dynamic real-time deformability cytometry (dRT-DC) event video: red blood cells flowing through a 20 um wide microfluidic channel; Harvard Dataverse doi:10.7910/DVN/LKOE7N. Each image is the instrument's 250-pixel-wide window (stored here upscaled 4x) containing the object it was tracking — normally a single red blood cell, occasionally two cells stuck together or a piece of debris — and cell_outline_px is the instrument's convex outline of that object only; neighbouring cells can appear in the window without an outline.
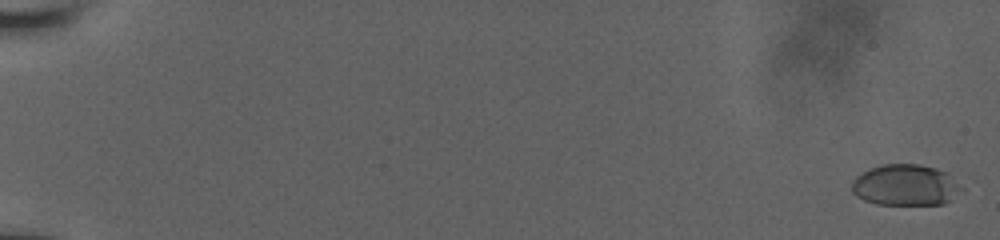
{"species": "human", "species_latin": "Homo sapiens", "temperature_condition": "room temperature", "stored_images_in_passage": 110, "camera_frame_rate_fps": 3000, "um_per_image_px": 0.085, "donor": {"sex": "male"}, "frame": {"image": 1, "passage_image": 2, "time_ms": 0.333, "image_size_px": [1000, 240], "cell_outline_px": [[964, 192], [944, 204], [876, 204], [864, 200], [856, 196], [852, 192], [852, 180], [856, 176], [872, 168], [884, 164], [916, 164], [936, 168], [948, 172], [964, 188]], "centroid_in_image_um": [77.02, 15.74], "position_along_channel_um": 8.0, "area_um2": 26.53}}
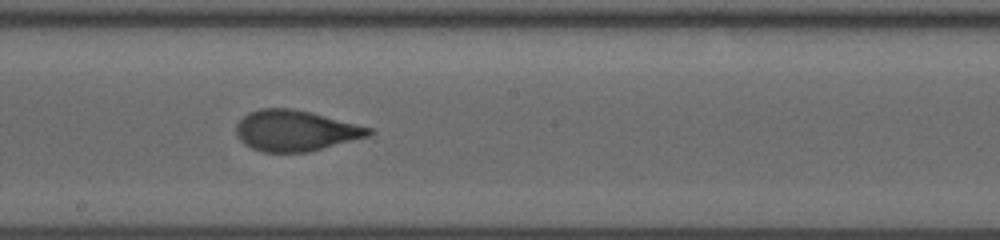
{"frame": {"image": 2, "passage_image": 66, "time_ms": 11.333, "image_size_px": [1000, 240], "cell_outline_px": [[376, 132], [368, 136], [308, 152], [264, 152], [252, 148], [244, 144], [236, 136], [236, 124], [248, 112], [260, 108], [292, 108], [372, 128]], "centroid_in_image_um": [25.08, 11.11], "position_along_channel_um": 223.1, "area_um2": 31.33}}
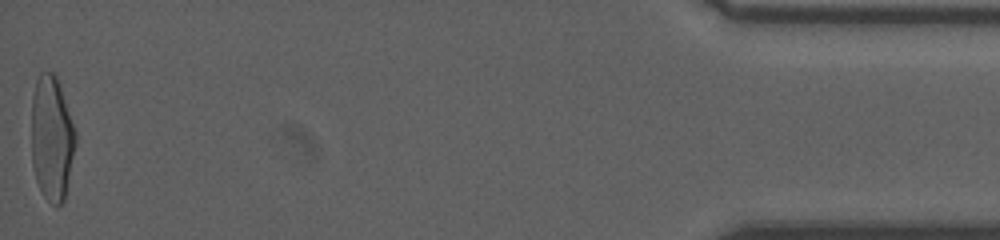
{"frame": {"image": 3, "passage_image": 109, "time_ms": 18.667, "image_size_px": [1000, 240], "cell_outline_px": [[76, 144], [64, 200], [56, 208], [44, 196], [36, 180], [32, 164], [32, 96], [36, 80], [40, 72], [52, 72], [56, 76], [60, 84], [76, 132]], "centroid_in_image_um": [4.4, 11.74], "position_along_channel_um": 430.8, "area_um2": 32.14}}